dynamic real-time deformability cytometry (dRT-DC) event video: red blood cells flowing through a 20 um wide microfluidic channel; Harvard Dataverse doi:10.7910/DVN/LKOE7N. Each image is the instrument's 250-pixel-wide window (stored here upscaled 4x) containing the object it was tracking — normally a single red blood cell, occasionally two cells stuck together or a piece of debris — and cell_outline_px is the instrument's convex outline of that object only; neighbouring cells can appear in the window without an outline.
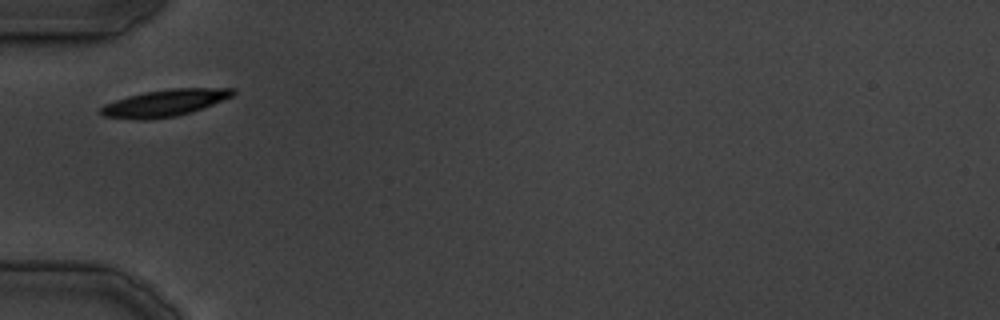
{"species": "common noctule bat (a hibernating species)", "species_latin": "Nyctalus noctula", "temperature_condition": "cold", "stored_images_in_passage": 23, "camera_frame_rate_fps": 3000, "um_per_image_px": 0.085, "animal": {"sex": "male", "body_mass_g": 19.5, "forearm_length_mm": 54.6}, "frame": {"image": 1, "passage_image": 1, "time_ms": 0.0, "image_size_px": [1000, 320], "cell_outline_px": [[236, 92], [232, 96], [204, 108], [192, 112], [176, 116], [148, 120], [140, 120], [100, 116], [100, 108], [104, 104], [116, 100], [144, 92], [172, 88], [236, 88]], "centroid_in_image_um": [14.01, 8.76], "position_along_channel_um": 71.0, "area_um2": 20.75}}